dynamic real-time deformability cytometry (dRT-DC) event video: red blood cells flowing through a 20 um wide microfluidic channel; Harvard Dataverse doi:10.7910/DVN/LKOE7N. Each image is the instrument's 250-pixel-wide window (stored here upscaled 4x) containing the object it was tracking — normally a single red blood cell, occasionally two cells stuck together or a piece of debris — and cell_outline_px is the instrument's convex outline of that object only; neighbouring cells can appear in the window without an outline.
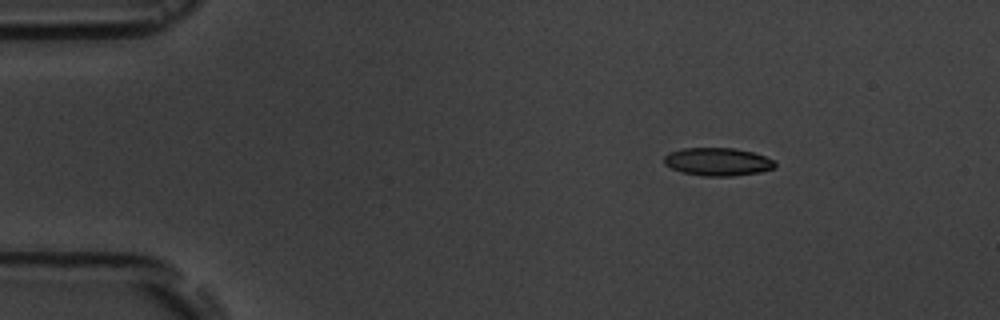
{"species": "common noctule bat (a hibernating species)", "species_latin": "Nyctalus noctula", "temperature_condition": "room temperature", "stored_images_in_passage": 5, "segment_of_instrument_passage": [1, 2], "camera_frame_rate_fps": 3000, "um_per_image_px": 0.085, "animal": {"sex": "male", "body_mass_g": 19.5, "forearm_length_mm": 54.6}, "frame": {"image": 1, "passage_image": 2, "time_ms": 2.0, "image_size_px": [1000, 320], "cell_outline_px": [[776, 168], [760, 172], [732, 176], [704, 176], [684, 172], [672, 168], [664, 164], [664, 156], [668, 152], [680, 148], [732, 148], [752, 152], [764, 156], [772, 160], [776, 164]], "centroid_in_image_um": [60.99, 13.74], "position_along_channel_um": 24.0, "area_um2": 18.03}}